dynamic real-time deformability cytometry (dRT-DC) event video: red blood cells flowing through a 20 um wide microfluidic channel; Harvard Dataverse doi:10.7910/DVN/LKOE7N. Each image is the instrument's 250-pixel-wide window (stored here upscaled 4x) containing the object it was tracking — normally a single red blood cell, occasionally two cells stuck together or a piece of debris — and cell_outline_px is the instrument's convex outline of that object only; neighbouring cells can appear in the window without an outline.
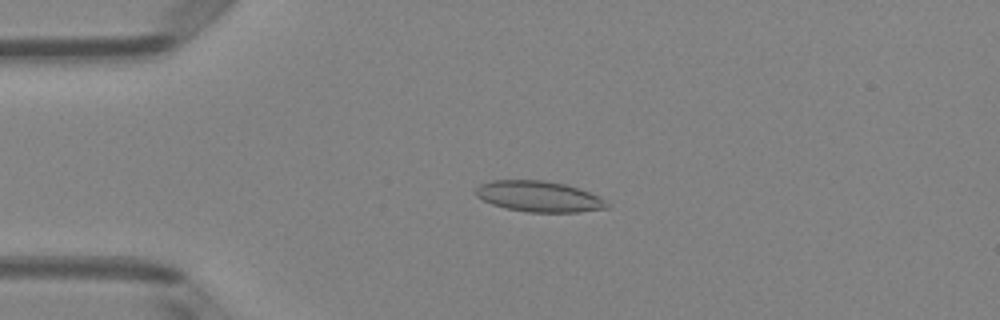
{"species": "Egyptian fruit bat (a non-hibernating species)", "species_latin": "Rousettus aegyptiacus", "temperature_condition": "room temperature", "stored_images_in_passage": 50, "camera_frame_rate_fps": 3000, "um_per_image_px": 0.085, "animal": {"sex": "female"}, "frame": {"image": 1, "passage_image": 12, "time_ms": 3.667, "image_size_px": [1000, 320], "cell_outline_px": [[612, 204], [608, 208], [580, 212], [528, 212], [504, 208], [492, 204], [476, 196], [476, 188], [480, 184], [492, 180], [540, 180], [564, 184], [600, 196]], "centroid_in_image_um": [45.83, 16.71], "position_along_channel_um": 39.2, "area_um2": 23.58}}
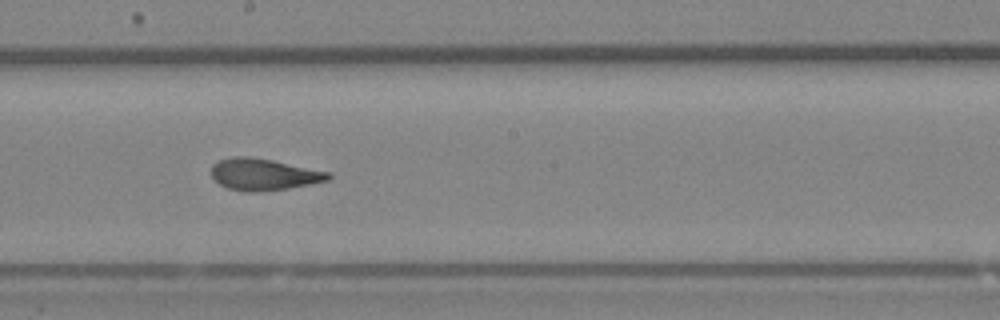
{"frame": {"image": 2, "passage_image": 28, "time_ms": 9.0, "image_size_px": [1000, 320], "cell_outline_px": [[332, 176], [328, 180], [288, 188], [252, 192], [248, 192], [228, 188], [220, 184], [212, 176], [212, 164], [220, 160], [232, 156], [248, 156], [272, 160], [332, 172]], "centroid_in_image_um": [22.43, 14.81], "position_along_channel_um": 225.8, "area_um2": 21.44}}
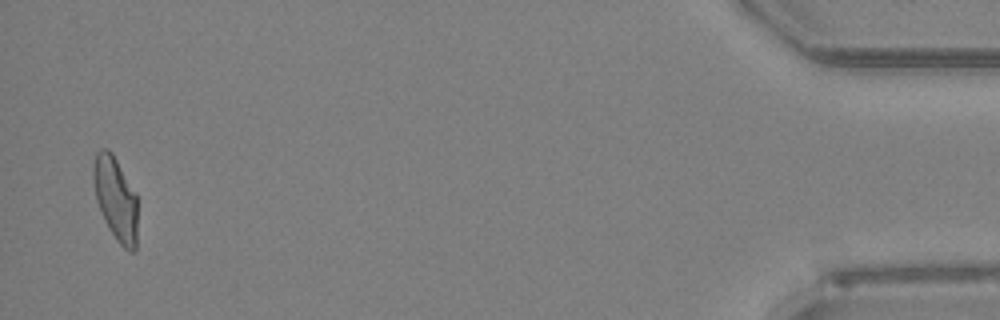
{"frame": {"image": 3, "passage_image": 49, "time_ms": 16.0, "image_size_px": [1000, 320], "cell_outline_px": [[136, 248], [132, 252], [128, 252], [116, 240], [108, 228], [104, 220], [96, 200], [92, 176], [92, 164], [96, 152], [100, 148], [108, 148], [112, 152], [136, 192]], "centroid_in_image_um": [9.8, 16.85], "position_along_channel_um": 425.4, "area_um2": 21.79}, "authors_computed_cell_mechanics": {"area_um2": 22.0507, "velocity_mm_per_s": 4.0795, "shape_relaxation_time_tau1_ms": 8.0224, "shape_relaxation_time_tau2_ms": 1.5024, "deformation_change_tau1": 0.2119, "deformation_change_tau2": 0.0776}}